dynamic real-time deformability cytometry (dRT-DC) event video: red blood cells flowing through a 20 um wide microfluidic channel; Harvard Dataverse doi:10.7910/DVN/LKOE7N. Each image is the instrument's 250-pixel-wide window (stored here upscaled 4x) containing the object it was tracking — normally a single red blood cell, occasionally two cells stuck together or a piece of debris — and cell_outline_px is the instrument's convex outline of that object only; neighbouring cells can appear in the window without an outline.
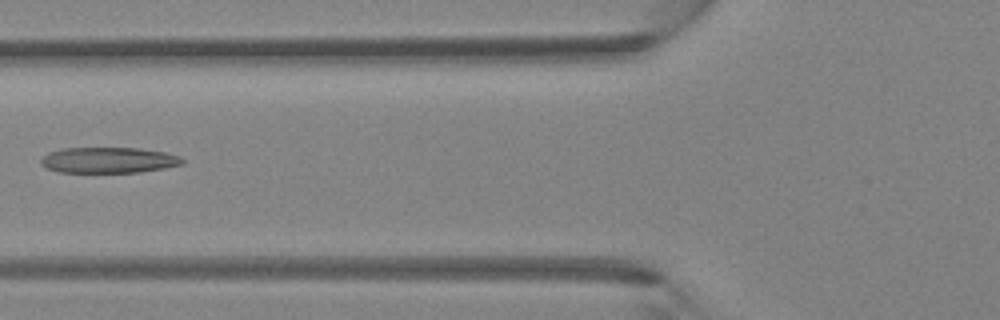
{"species": "Egyptian fruit bat (a non-hibernating species)", "species_latin": "Rousettus aegyptiacus", "temperature_condition": "room temperature", "stored_images_in_passage": 5, "camera_frame_rate_fps": 3000, "um_per_image_px": 0.085, "animal": {"sex": "female"}, "frame": {"image": 1, "passage_image": 5, "time_ms": 1.333, "image_size_px": [1000, 320], "cell_outline_px": [[184, 164], [164, 168], [140, 172], [60, 172], [44, 168], [40, 164], [40, 160], [48, 152], [64, 148], [140, 148], [164, 152], [180, 156], [184, 160]], "centroid_in_image_um": [9.22, 13.61], "position_along_channel_um": 116.6, "area_um2": 21.33}}